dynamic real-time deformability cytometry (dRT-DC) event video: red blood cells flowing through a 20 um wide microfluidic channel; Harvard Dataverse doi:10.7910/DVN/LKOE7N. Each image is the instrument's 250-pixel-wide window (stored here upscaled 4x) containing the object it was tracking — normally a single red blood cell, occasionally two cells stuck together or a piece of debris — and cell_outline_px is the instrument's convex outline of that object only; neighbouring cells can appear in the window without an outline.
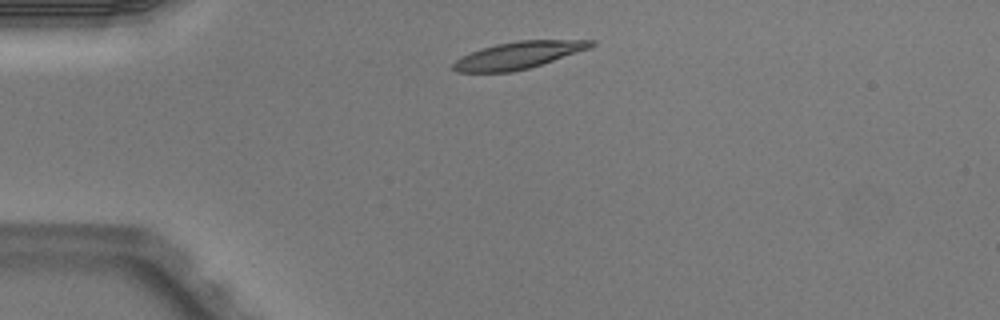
{"species": "Egyptian fruit bat (a non-hibernating species)", "species_latin": "Rousettus aegyptiacus", "temperature_condition": "warm", "stored_images_in_passage": 4, "camera_frame_rate_fps": 3000, "um_per_image_px": 0.085, "animal": {"sex": "male"}, "frame": {"image": 1, "passage_image": 1, "time_ms": 0.0, "image_size_px": [1000, 320], "cell_outline_px": [[596, 44], [592, 48], [528, 68], [512, 72], [456, 72], [452, 68], [452, 64], [456, 60], [472, 52], [496, 44], [516, 40], [596, 40]], "centroid_in_image_um": [44.11, 4.69], "position_along_channel_um": 40.9, "area_um2": 21.62}}
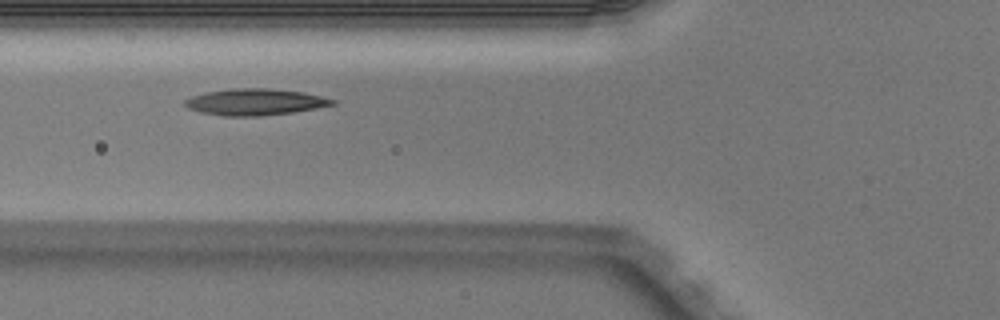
{"frame": {"image": 2, "passage_image": 3, "time_ms": 0.667, "image_size_px": [1000, 320], "cell_outline_px": [[336, 104], [316, 108], [292, 112], [260, 116], [220, 116], [200, 112], [188, 108], [184, 104], [184, 100], [192, 96], [204, 92], [232, 88], [268, 88], [304, 92], [336, 100]], "centroid_in_image_um": [21.65, 8.66], "position_along_channel_um": 104.2, "area_um2": 22.83}}
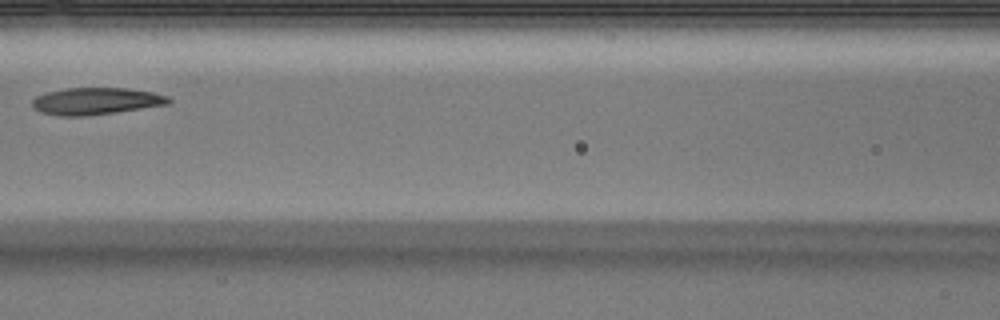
{"frame": {"image": 3, "passage_image": 4, "time_ms": 1.0, "image_size_px": [1000, 320], "cell_outline_px": [[172, 100], [168, 104], [84, 116], [60, 116], [40, 112], [32, 108], [32, 100], [36, 96], [48, 92], [64, 88], [128, 88], [152, 92], [168, 96]], "centroid_in_image_um": [8.11, 8.59], "position_along_channel_um": 158.5, "area_um2": 21.27}}